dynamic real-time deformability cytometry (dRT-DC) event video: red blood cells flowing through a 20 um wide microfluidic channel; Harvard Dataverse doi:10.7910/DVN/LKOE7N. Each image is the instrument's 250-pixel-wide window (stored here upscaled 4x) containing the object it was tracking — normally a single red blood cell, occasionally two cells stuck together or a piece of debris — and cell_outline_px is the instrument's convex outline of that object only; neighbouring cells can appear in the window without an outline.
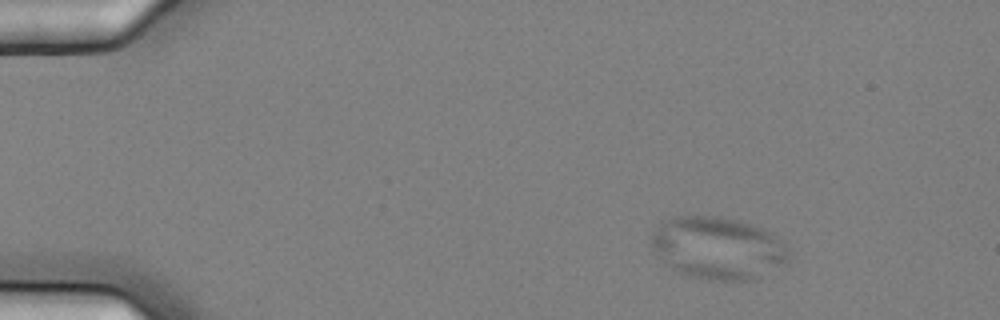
{"species": "common noctule bat (a hibernating species)", "species_latin": "Nyctalus noctula", "temperature_condition": "cold", "stored_images_in_passage": 8, "camera_frame_rate_fps": 3000, "um_per_image_px": 0.085, "animal": {"sex": "female", "body_mass_g": 25.1}, "frame": {"image": 1, "passage_image": 1, "time_ms": 0.0, "image_size_px": [1000, 320], "cell_outline_px": [[788, 264], [752, 280], [708, 280], [692, 276], [680, 272], [672, 268], [652, 248], [652, 236], [660, 224], [664, 220], [676, 216], [720, 216], [740, 220], [752, 224], [772, 232], [776, 236], [788, 252]], "centroid_in_image_um": [61.06, 21.07], "position_along_channel_um": 23.9, "area_um2": 49.65}}
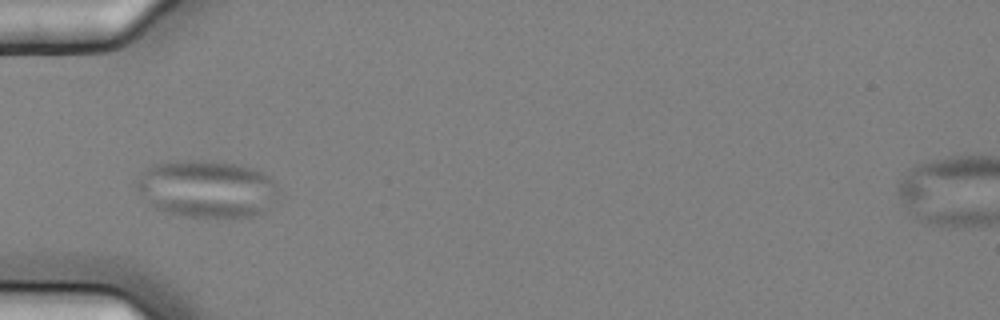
{"frame": {"image": 2, "passage_image": 4, "time_ms": 1.0, "image_size_px": [1000, 320], "cell_outline_px": [[276, 200], [264, 212], [252, 216], [188, 216], [168, 212], [156, 208], [148, 204], [136, 188], [136, 180], [140, 172], [144, 168], [152, 164], [168, 160], [204, 160], [240, 164], [264, 172], [272, 176], [276, 184]], "centroid_in_image_um": [17.55, 16.01], "position_along_channel_um": 67.4, "area_um2": 47.86}}